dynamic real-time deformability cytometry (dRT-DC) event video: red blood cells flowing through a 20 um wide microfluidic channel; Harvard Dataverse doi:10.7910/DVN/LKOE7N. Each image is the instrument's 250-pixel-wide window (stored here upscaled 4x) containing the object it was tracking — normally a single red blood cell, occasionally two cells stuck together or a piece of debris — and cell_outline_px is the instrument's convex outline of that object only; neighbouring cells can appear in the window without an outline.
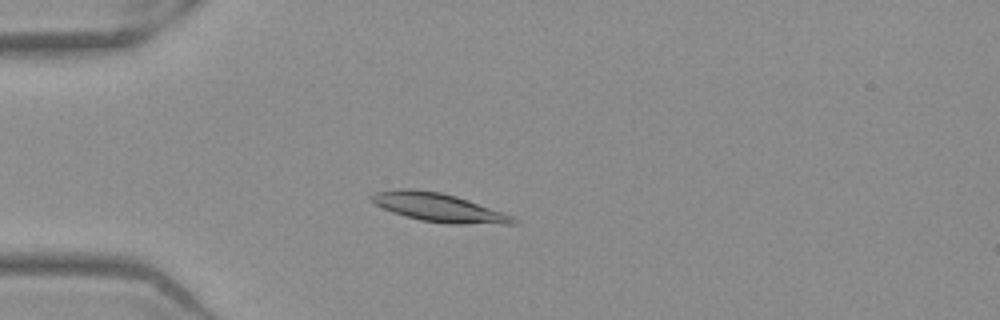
{"species": "Egyptian fruit bat (a non-hibernating species)", "species_latin": "Rousettus aegyptiacus", "temperature_condition": "warm", "stored_images_in_passage": 45, "camera_frame_rate_fps": 3000, "um_per_image_px": 0.085, "frame": {"image": 1, "passage_image": 13, "time_ms": 4.0, "image_size_px": [1000, 320], "cell_outline_px": [[520, 220], [516, 224], [448, 224], [420, 220], [404, 216], [392, 212], [368, 200], [368, 196], [376, 192], [400, 188], [412, 188], [440, 192], [456, 196], [468, 200], [512, 216]], "centroid_in_image_um": [37.25, 17.64], "position_along_channel_um": 47.7, "area_um2": 23.64}}
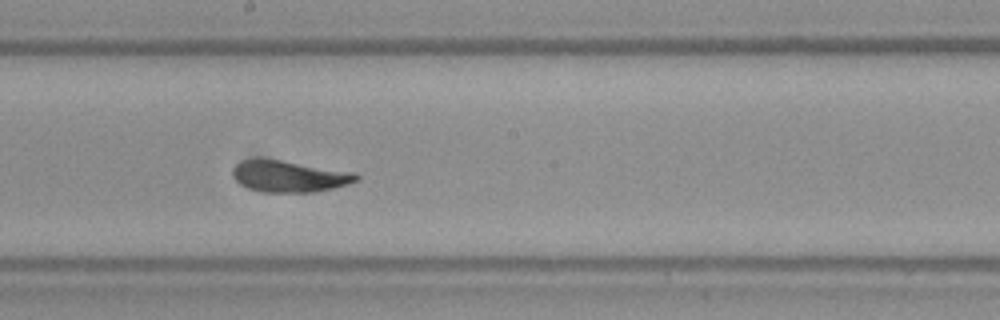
{"frame": {"image": 2, "passage_image": 28, "time_ms": 9.0, "image_size_px": [1000, 320], "cell_outline_px": [[360, 180], [348, 184], [316, 192], [264, 192], [248, 188], [240, 184], [232, 176], [232, 168], [236, 164], [244, 160], [280, 160], [356, 172], [360, 176]], "centroid_in_image_um": [24.63, 15.0], "position_along_channel_um": 223.6, "area_um2": 22.54}}
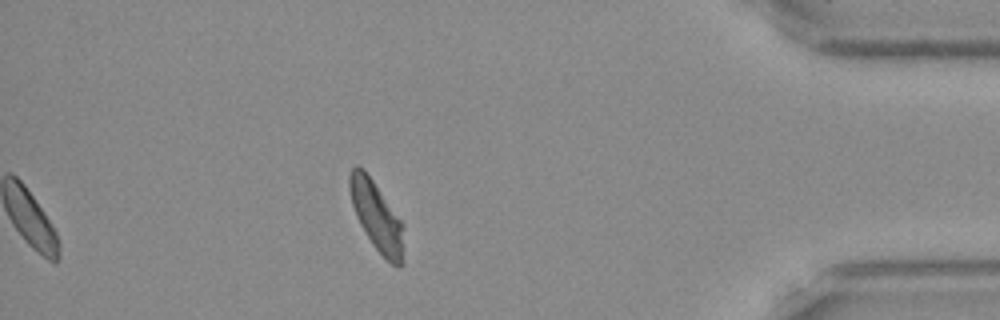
{"frame": {"image": 3, "passage_image": 45, "time_ms": 14.667, "image_size_px": [1000, 320], "cell_outline_px": [[404, 264], [400, 268], [392, 264], [372, 244], [360, 224], [356, 216], [352, 204], [348, 188], [348, 176], [352, 168], [356, 164], [372, 180], [404, 224]], "centroid_in_image_um": [32.04, 18.43], "position_along_channel_um": 403.2, "area_um2": 21.79}, "authors_computed_cell_mechanics": {"area_um2": 22.3686, "velocity_mm_per_s": 3.8897, "shape_relaxation_time_tau1_ms": 3.0671, "shape_relaxation_time_tau2_ms": 1.4178, "deformation_change_tau1": 0.1228, "deformation_change_tau2": 0.055}}